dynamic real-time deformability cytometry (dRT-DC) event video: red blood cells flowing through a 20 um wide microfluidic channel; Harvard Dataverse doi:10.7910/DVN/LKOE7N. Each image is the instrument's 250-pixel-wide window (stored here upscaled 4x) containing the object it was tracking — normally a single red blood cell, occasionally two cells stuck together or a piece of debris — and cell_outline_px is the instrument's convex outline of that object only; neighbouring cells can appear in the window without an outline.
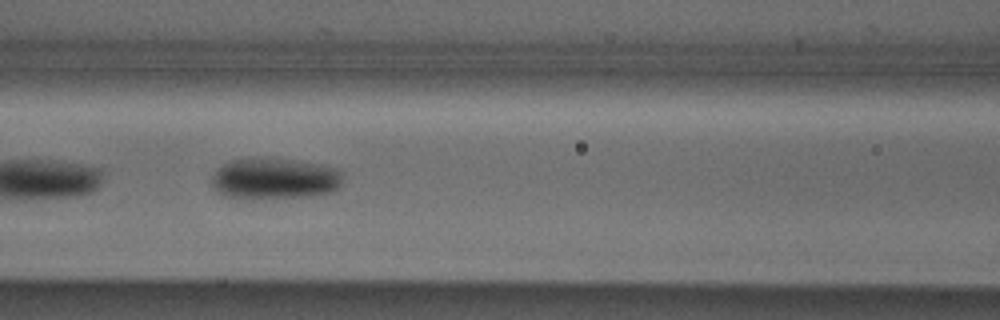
{"species": "Egyptian fruit bat (a non-hibernating species)", "species_latin": "Rousettus aegyptiacus", "temperature_condition": "cold", "stored_images_in_passage": 7, "camera_frame_rate_fps": 3000, "um_per_image_px": 0.085, "animal": {"sex": "male"}, "frame": {"image": 1, "passage_image": 6, "time_ms": 6.0, "image_size_px": [1000, 320], "cell_outline_px": [[340, 184], [336, 188], [328, 192], [308, 196], [224, 196], [216, 192], [212, 188], [212, 176], [216, 168], [220, 164], [232, 160], [264, 156], [292, 160], [316, 164], [336, 168], [340, 172]], "centroid_in_image_um": [23.25, 15.12], "position_along_channel_um": 143.4, "area_um2": 30.75}}
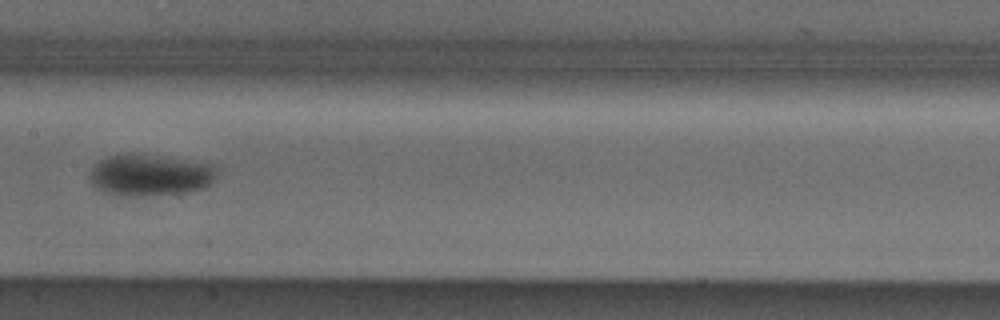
{"frame": {"image": 2, "passage_image": 7, "time_ms": 7.333, "image_size_px": [1000, 320], "cell_outline_px": [[216, 180], [204, 188], [176, 192], [136, 196], [120, 196], [104, 192], [96, 188], [92, 184], [88, 176], [92, 168], [100, 160], [108, 156], [128, 152], [212, 164], [216, 168]], "centroid_in_image_um": [12.7, 14.87], "position_along_channel_um": 194.7, "area_um2": 30.58}}